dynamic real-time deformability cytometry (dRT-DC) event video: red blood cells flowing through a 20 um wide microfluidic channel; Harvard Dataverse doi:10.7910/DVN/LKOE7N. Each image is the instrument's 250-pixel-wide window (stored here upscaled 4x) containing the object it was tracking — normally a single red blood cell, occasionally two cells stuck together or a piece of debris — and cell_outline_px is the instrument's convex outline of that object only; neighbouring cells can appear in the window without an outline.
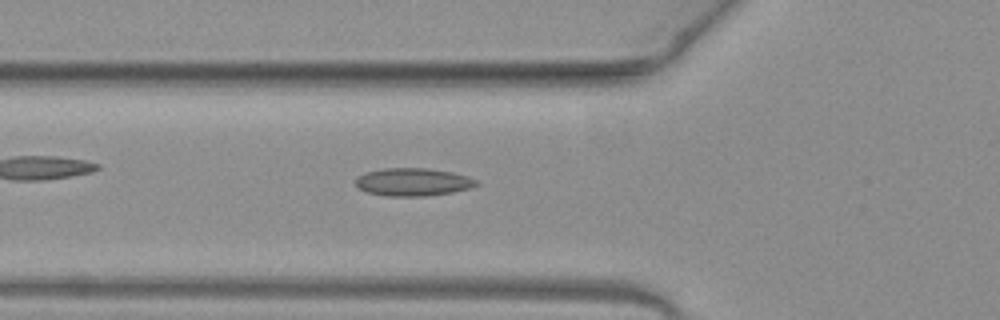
{"species": "common noctule bat (a hibernating species)", "species_latin": "Nyctalus noctula", "temperature_condition": "warm", "stored_images_in_passage": 48, "camera_frame_rate_fps": 3000, "um_per_image_px": 0.085, "animal": {"sex": "female", "body_mass_g": 19.3, "forearm_length_mm": 54.1}, "frame": {"image": 1, "passage_image": 17, "time_ms": 5.333, "image_size_px": [1000, 320], "cell_outline_px": [[480, 184], [468, 188], [452, 192], [424, 196], [388, 196], [368, 192], [356, 188], [356, 176], [364, 172], [380, 168], [428, 168], [452, 172], [468, 176], [480, 180]], "centroid_in_image_um": [35.09, 15.46], "position_along_channel_um": 90.7, "area_um2": 19.83}}
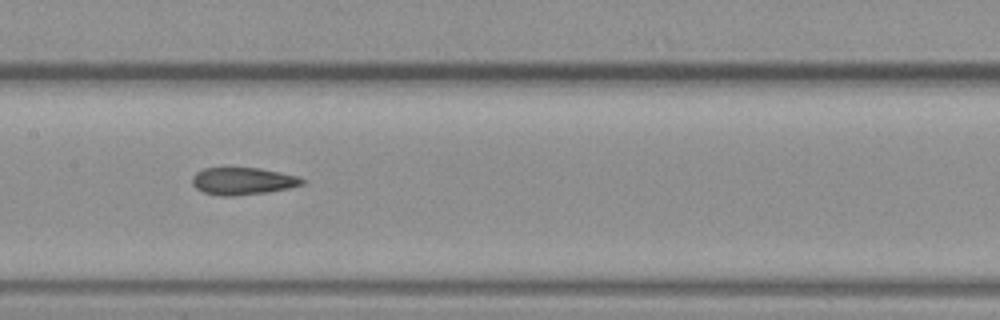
{"frame": {"image": 2, "passage_image": 24, "time_ms": 7.667, "image_size_px": [1000, 320], "cell_outline_px": [[304, 184], [288, 188], [264, 192], [232, 196], [224, 196], [204, 192], [196, 188], [192, 184], [192, 176], [196, 172], [204, 168], [260, 168], [296, 176], [304, 180]], "centroid_in_image_um": [20.59, 15.38], "position_along_channel_um": 186.8, "area_um2": 17.17}}
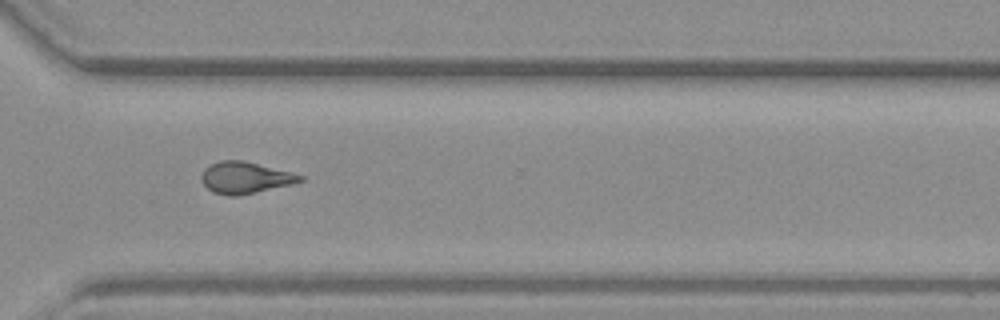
{"frame": {"image": 3, "passage_image": 36, "time_ms": 11.667, "image_size_px": [1000, 320], "cell_outline_px": [[304, 180], [292, 184], [256, 192], [236, 196], [228, 196], [212, 192], [200, 180], [200, 176], [204, 168], [220, 160], [244, 160], [292, 172], [304, 176]], "centroid_in_image_um": [20.83, 15.09], "position_along_channel_um": 349.8, "area_um2": 18.26}}